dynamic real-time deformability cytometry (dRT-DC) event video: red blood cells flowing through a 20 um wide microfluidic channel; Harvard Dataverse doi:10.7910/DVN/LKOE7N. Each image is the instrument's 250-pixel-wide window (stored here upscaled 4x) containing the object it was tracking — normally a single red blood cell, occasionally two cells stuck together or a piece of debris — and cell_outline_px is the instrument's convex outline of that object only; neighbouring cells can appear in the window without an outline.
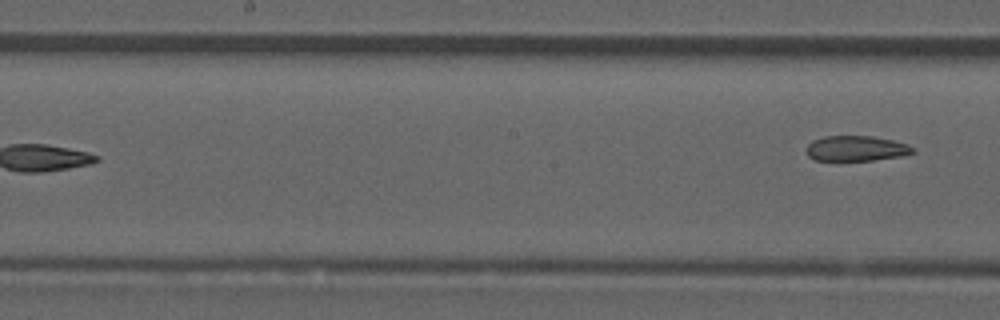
{"species": "common noctule bat (a hibernating species)", "species_latin": "Nyctalus noctula", "temperature_condition": "room temperature", "stored_images_in_passage": 7, "segment_of_instrument_passage": [2, 2], "camera_frame_rate_fps": 3000, "um_per_image_px": 0.085, "animal": {"sex": "male", "forearm_length_mm": 52.5}, "frame": {"image": 1, "passage_image": 7, "time_ms": 2.0, "image_size_px": [1000, 320], "cell_outline_px": [[916, 152], [904, 156], [872, 160], [816, 160], [808, 156], [808, 144], [812, 140], [824, 136], [872, 136], [892, 140], [908, 144], [916, 148]], "centroid_in_image_um": [72.84, 12.61], "position_along_channel_um": 175.4, "area_um2": 15.72}}